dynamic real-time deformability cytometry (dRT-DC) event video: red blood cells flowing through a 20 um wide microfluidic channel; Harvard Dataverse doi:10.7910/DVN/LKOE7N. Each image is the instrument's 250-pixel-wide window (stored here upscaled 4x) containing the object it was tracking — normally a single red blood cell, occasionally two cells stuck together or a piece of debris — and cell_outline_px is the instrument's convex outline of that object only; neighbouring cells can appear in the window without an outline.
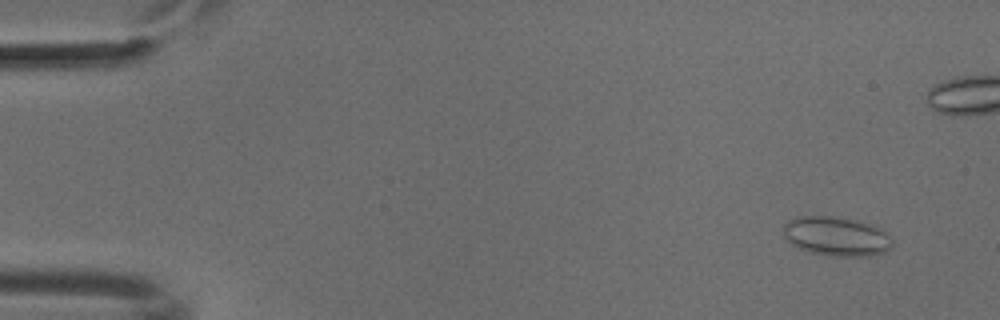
{"species": "common noctule bat (a hibernating species)", "species_latin": "Nyctalus noctula", "temperature_condition": "cold", "stored_images_in_passage": 54, "camera_frame_rate_fps": 3000, "um_per_image_px": 0.085, "animal": {"sex": "male", "body_mass_g": 18.8}, "frame": {"image": 1, "passage_image": 4, "time_ms": 1.0, "image_size_px": [1000, 320], "cell_outline_px": [[892, 244], [884, 252], [872, 256], [828, 256], [808, 252], [792, 244], [784, 236], [784, 224], [788, 220], [796, 216], [836, 216], [856, 220], [872, 224], [880, 228], [892, 240]], "centroid_in_image_um": [71.07, 20.08], "position_along_channel_um": 13.9, "area_um2": 25.03}}
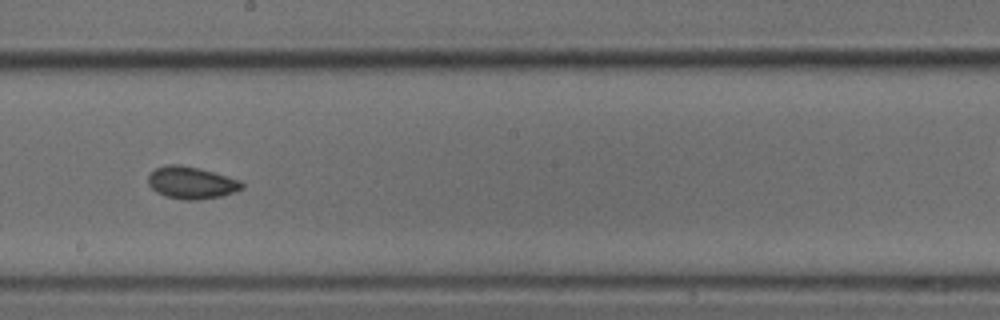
{"frame": {"image": 2, "passage_image": 30, "time_ms": 9.667, "image_size_px": [1000, 320], "cell_outline_px": [[244, 188], [220, 196], [196, 200], [184, 200], [164, 196], [156, 192], [148, 184], [148, 176], [156, 168], [168, 164], [180, 164], [200, 168], [240, 180], [244, 184]], "centroid_in_image_um": [16.25, 15.53], "position_along_channel_um": 231.9, "area_um2": 17.57}}
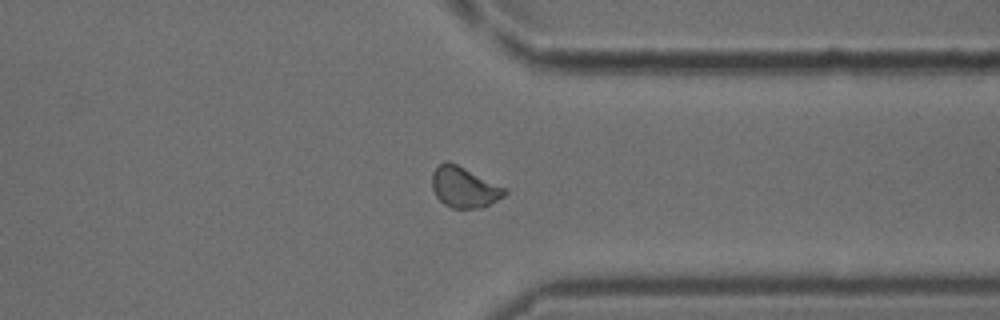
{"frame": {"image": 3, "passage_image": 41, "time_ms": 13.333, "image_size_px": [1000, 320], "cell_outline_px": [[508, 192], [504, 196], [480, 208], [452, 208], [444, 204], [436, 196], [432, 188], [432, 172], [444, 160], [448, 160], [508, 188]], "centroid_in_image_um": [39.46, 15.9], "position_along_channel_um": 371.9, "area_um2": 17.28}}